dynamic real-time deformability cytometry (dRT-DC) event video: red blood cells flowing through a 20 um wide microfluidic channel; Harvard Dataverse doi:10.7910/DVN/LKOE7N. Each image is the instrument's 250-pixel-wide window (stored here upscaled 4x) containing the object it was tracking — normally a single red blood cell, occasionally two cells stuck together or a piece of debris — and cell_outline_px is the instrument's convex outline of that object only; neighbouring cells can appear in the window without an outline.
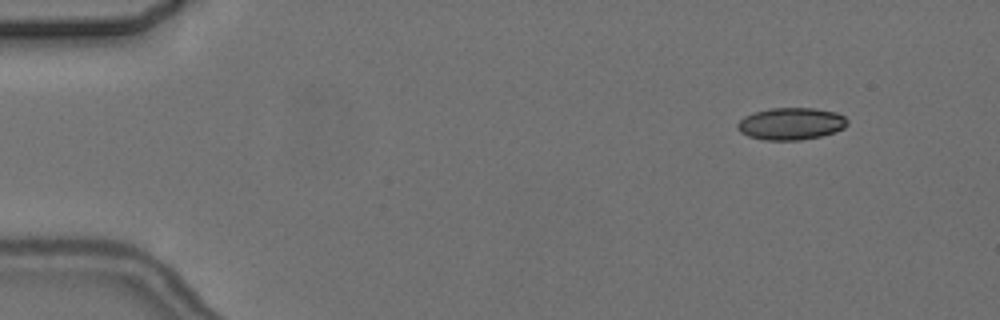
{"species": "common noctule bat (a hibernating species)", "species_latin": "Nyctalus noctula", "temperature_condition": "cold", "stored_images_in_passage": 5, "camera_frame_rate_fps": 3000, "um_per_image_px": 0.085, "animal": {"sex": "female", "body_mass_g": 24.6, "forearm_length_mm": 56.2}, "frame": {"image": 1, "passage_image": 2, "time_ms": 1.0, "image_size_px": [1000, 320], "cell_outline_px": [[848, 124], [844, 128], [820, 136], [800, 140], [764, 140], [748, 136], [740, 132], [736, 128], [736, 124], [744, 116], [752, 112], [772, 108], [812, 108], [836, 112], [844, 116], [848, 120]], "centroid_in_image_um": [67.2, 10.51], "position_along_channel_um": 17.8, "area_um2": 20.63}}
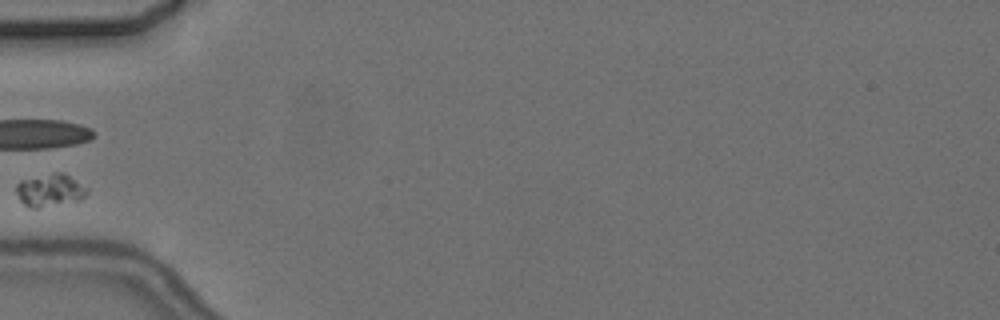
{"frame": {"image": 2, "passage_image": 5, "time_ms": 5.667, "image_size_px": [1000, 320], "cell_outline_px": [[88, 192], [80, 200], [40, 208], [28, 208], [20, 200], [16, 192], [16, 184], [20, 180], [56, 172], [64, 172], [88, 188]], "centroid_in_image_um": [4.24, 16.17], "position_along_channel_um": 80.8, "area_um2": 13.58}}